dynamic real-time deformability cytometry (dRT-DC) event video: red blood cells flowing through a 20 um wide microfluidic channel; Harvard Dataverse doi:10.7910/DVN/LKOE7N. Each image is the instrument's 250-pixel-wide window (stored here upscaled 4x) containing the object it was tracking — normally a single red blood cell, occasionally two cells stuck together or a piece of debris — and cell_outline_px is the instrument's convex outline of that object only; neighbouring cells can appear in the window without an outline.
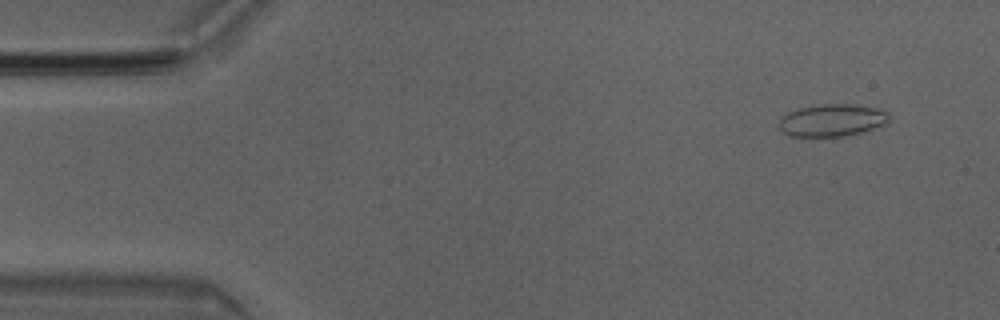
{"species": "Egyptian fruit bat (a non-hibernating species)", "species_latin": "Rousettus aegyptiacus", "temperature_condition": "room temperature", "stored_images_in_passage": 46, "camera_frame_rate_fps": 3000, "um_per_image_px": 0.085, "animal": {"sex": "male"}, "frame": {"image": 1, "passage_image": 4, "time_ms": 1.0, "image_size_px": [1000, 320], "cell_outline_px": [[892, 116], [888, 124], [860, 132], [844, 136], [788, 136], [776, 124], [780, 116], [796, 108], [820, 104], [860, 104], [884, 108]], "centroid_in_image_um": [70.77, 10.19], "position_along_channel_um": 14.2, "area_um2": 21.44}}
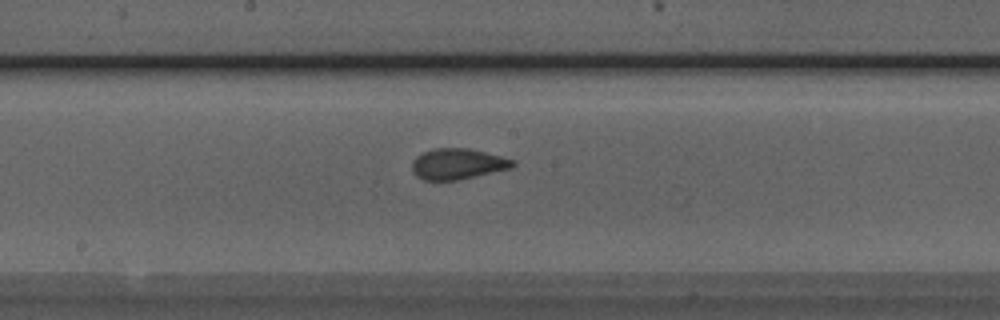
{"frame": {"image": 2, "passage_image": 26, "time_ms": 8.333, "image_size_px": [1000, 320], "cell_outline_px": [[516, 164], [512, 168], [456, 180], [424, 180], [416, 176], [412, 172], [412, 160], [416, 156], [432, 148], [468, 148], [516, 160]], "centroid_in_image_um": [38.88, 13.93], "position_along_channel_um": 209.3, "area_um2": 18.09}}
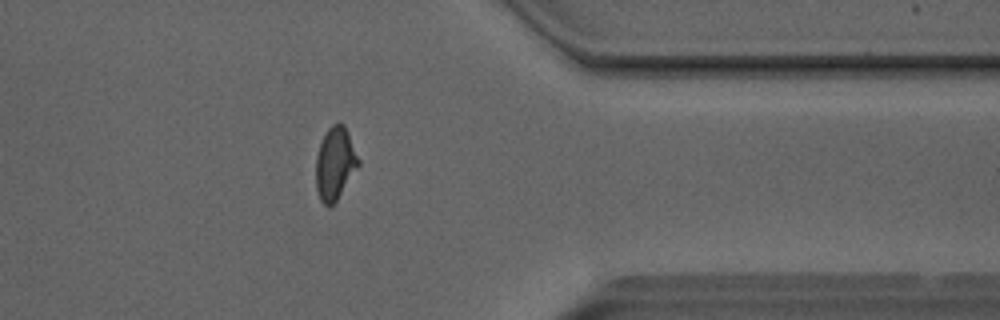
{"frame": {"image": 3, "passage_image": 40, "time_ms": 13.0, "image_size_px": [1000, 320], "cell_outline_px": [[360, 164], [336, 200], [328, 208], [320, 200], [316, 188], [316, 156], [320, 144], [328, 128], [332, 124], [344, 124], [348, 132], [360, 160]], "centroid_in_image_um": [28.48, 13.9], "position_along_channel_um": 382.9, "area_um2": 17.8}, "authors_computed_cell_mechanics": {"area_um2": 18.4093, "velocity_mm_per_s": 4.0451, "shape_relaxation_time_tau1_ms": 9.5886, "shape_relaxation_time_tau2_ms": 0.9626, "deformation_change_tau1": 0.2019, "deformation_change_tau2": 0.0654}}